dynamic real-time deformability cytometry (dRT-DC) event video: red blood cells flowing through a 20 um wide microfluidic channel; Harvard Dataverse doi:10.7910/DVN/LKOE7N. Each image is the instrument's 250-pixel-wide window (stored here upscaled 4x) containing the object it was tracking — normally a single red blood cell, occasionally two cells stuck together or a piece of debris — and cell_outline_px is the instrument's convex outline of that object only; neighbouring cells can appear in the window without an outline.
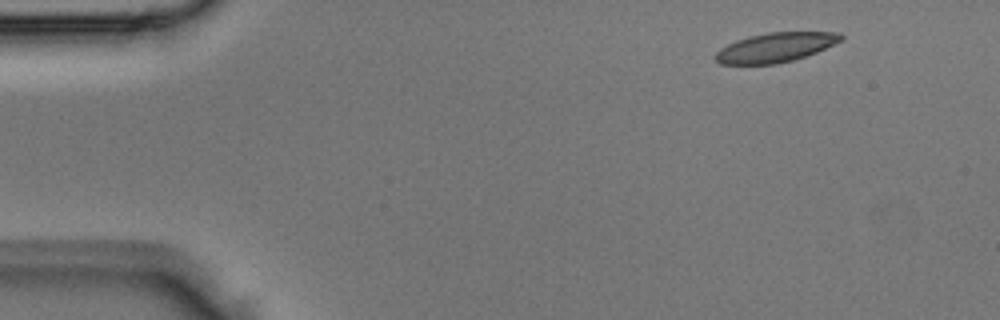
{"species": "Egyptian fruit bat (a non-hibernating species)", "species_latin": "Rousettus aegyptiacus", "temperature_condition": "room temperature", "stored_images_in_passage": 3, "camera_frame_rate_fps": 3000, "um_per_image_px": 0.085, "animal": {"sex": "male"}, "frame": {"image": 1, "passage_image": 1, "time_ms": 0.0, "image_size_px": [1000, 320], "cell_outline_px": [[844, 40], [816, 52], [792, 60], [776, 64], [720, 64], [716, 60], [716, 52], [720, 48], [736, 40], [748, 36], [768, 32], [840, 32], [844, 36]], "centroid_in_image_um": [65.94, 4.02], "position_along_channel_um": 19.1, "area_um2": 21.5}}